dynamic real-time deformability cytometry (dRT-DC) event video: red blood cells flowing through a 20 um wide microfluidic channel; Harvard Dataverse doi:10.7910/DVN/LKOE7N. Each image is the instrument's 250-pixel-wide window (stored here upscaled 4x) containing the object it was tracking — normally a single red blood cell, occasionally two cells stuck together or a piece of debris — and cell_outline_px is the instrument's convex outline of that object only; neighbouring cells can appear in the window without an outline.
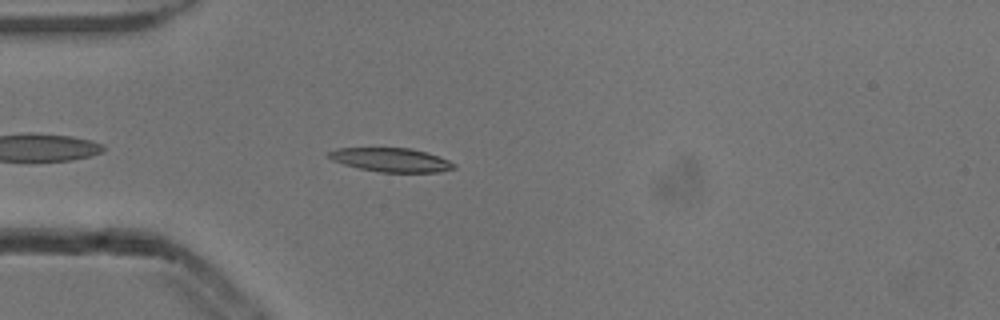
{"species": "common noctule bat (a hibernating species)", "species_latin": "Nyctalus noctula", "temperature_condition": "cold", "stored_images_in_passage": 43, "camera_frame_rate_fps": 3000, "um_per_image_px": 0.085, "animal": {"sex": "male", "body_mass_g": 13.3}, "frame": {"image": 1, "passage_image": 5, "time_ms": 1.333, "image_size_px": [1000, 320], "cell_outline_px": [[456, 168], [440, 172], [380, 172], [360, 168], [344, 164], [332, 160], [324, 156], [328, 152], [336, 148], [412, 148], [448, 160], [456, 164]], "centroid_in_image_um": [33.21, 13.59], "position_along_channel_um": 51.8, "area_um2": 17.34}}
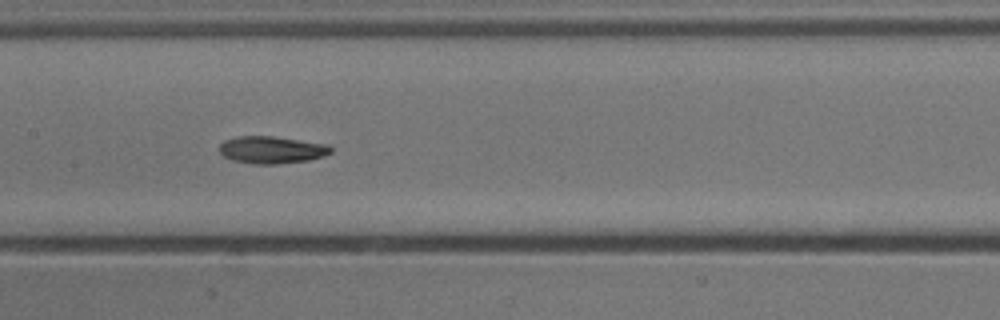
{"frame": {"image": 2, "passage_image": 16, "time_ms": 5.0, "image_size_px": [1000, 320], "cell_outline_px": [[332, 152], [324, 156], [308, 160], [276, 164], [252, 164], [232, 160], [224, 156], [220, 152], [220, 144], [224, 140], [236, 136], [272, 136], [328, 144], [332, 148]], "centroid_in_image_um": [23.09, 12.73], "position_along_channel_um": 184.3, "area_um2": 17.74}}
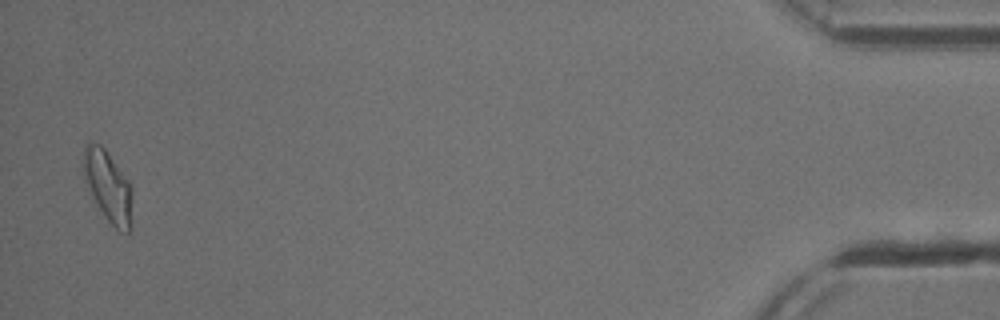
{"frame": {"image": 3, "passage_image": 42, "time_ms": 13.667, "image_size_px": [1000, 320], "cell_outline_px": [[132, 228], [128, 232], [120, 232], [104, 216], [92, 196], [84, 180], [80, 168], [84, 144], [88, 140], [100, 144], [104, 148], [132, 184]], "centroid_in_image_um": [9.16, 15.79], "position_along_channel_um": 426.0, "area_um2": 20.98}, "authors_computed_cell_mechanics": {"area_um2": 17.629, "velocity_mm_per_s": 3.8667, "shape_relaxation_time_tau1_ms": 4.2921, "shape_relaxation_time_tau2_ms": 3.3502, "deformation_change_tau1": 0.1468, "deformation_change_tau2": 0.0981}}